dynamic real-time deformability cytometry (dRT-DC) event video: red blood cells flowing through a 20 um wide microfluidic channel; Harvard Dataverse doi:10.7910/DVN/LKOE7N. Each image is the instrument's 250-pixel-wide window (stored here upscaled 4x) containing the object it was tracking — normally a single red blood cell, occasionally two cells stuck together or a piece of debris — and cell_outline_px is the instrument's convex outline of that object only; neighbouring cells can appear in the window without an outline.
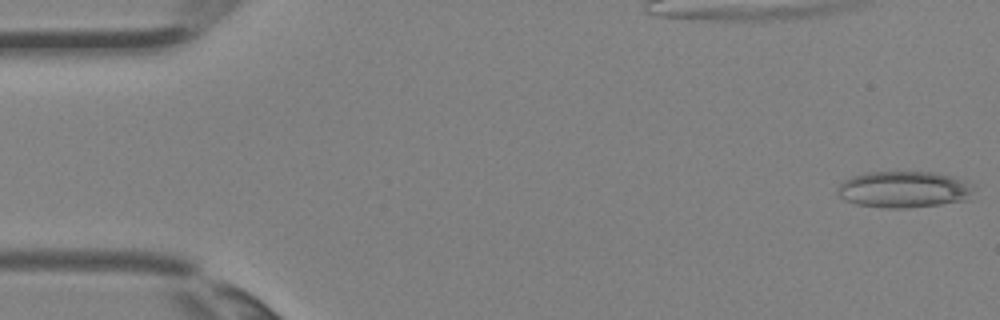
{"species": "Egyptian fruit bat (a non-hibernating species)", "species_latin": "Rousettus aegyptiacus", "temperature_condition": "room temperature", "stored_images_in_passage": 5, "camera_frame_rate_fps": 3000, "um_per_image_px": 0.085, "animal": {"sex": "female"}, "frame": {"image": 1, "passage_image": 1, "time_ms": 0.0, "image_size_px": [1000, 320], "cell_outline_px": [[972, 184], [968, 200], [940, 204], [904, 208], [888, 208], [856, 204], [844, 200], [836, 192], [836, 188], [844, 180], [852, 176], [868, 172], [932, 172], [952, 176], [964, 180]], "centroid_in_image_um": [76.79, 16.1], "position_along_channel_um": 8.2, "area_um2": 28.84}}